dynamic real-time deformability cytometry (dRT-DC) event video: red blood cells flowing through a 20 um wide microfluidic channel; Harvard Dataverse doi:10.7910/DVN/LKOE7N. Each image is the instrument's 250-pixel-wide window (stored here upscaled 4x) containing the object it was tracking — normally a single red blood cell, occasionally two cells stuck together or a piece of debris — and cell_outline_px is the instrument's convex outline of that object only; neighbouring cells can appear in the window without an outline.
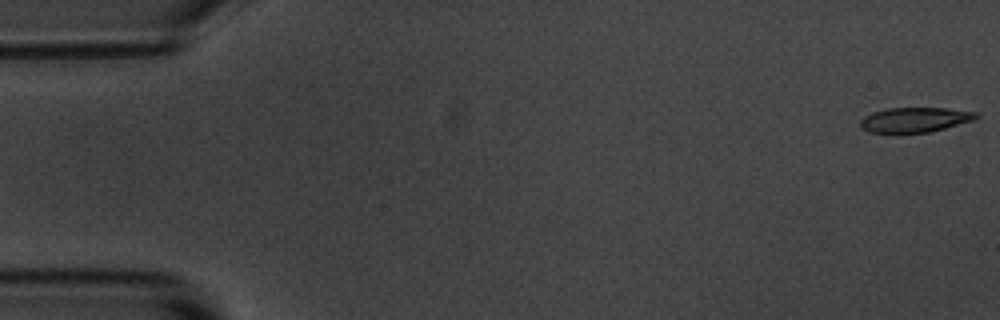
{"species": "common noctule bat (a hibernating species)", "species_latin": "Nyctalus noctula", "temperature_condition": "room temperature", "stored_images_in_passage": 6, "segment_of_instrument_passage": [1, 2], "camera_frame_rate_fps": 3000, "um_per_image_px": 0.085, "animal": {"sex": "male", "body_mass_g": 20.1, "forearm_length_mm": 53.5}, "frame": {"image": 1, "passage_image": 1, "time_ms": 0.0, "image_size_px": [1000, 320], "cell_outline_px": [[980, 116], [976, 120], [928, 132], [868, 132], [860, 124], [860, 120], [864, 116], [872, 112], [884, 108], [944, 108], [976, 112]], "centroid_in_image_um": [77.78, 10.16], "position_along_channel_um": 7.2, "area_um2": 16.65}}
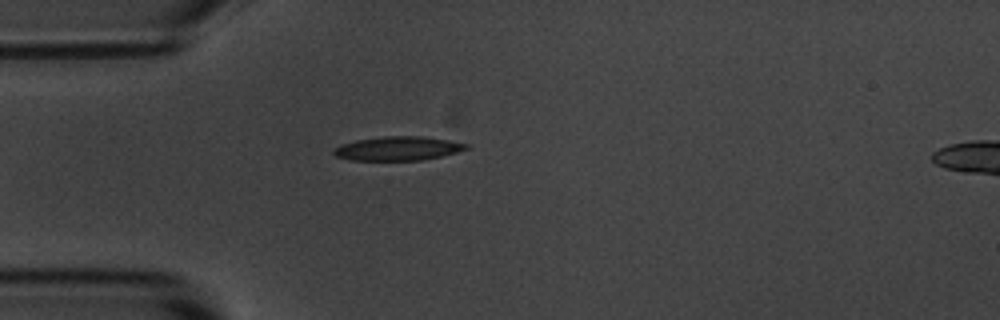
{"frame": {"image": 2, "passage_image": 5, "time_ms": 4.667, "image_size_px": [1000, 320], "cell_outline_px": [[468, 148], [456, 152], [440, 156], [420, 160], [352, 160], [336, 156], [332, 152], [332, 148], [340, 144], [356, 140], [384, 136], [420, 136], [448, 140], [468, 144]], "centroid_in_image_um": [33.76, 12.61], "position_along_channel_um": 51.2, "area_um2": 18.38}}